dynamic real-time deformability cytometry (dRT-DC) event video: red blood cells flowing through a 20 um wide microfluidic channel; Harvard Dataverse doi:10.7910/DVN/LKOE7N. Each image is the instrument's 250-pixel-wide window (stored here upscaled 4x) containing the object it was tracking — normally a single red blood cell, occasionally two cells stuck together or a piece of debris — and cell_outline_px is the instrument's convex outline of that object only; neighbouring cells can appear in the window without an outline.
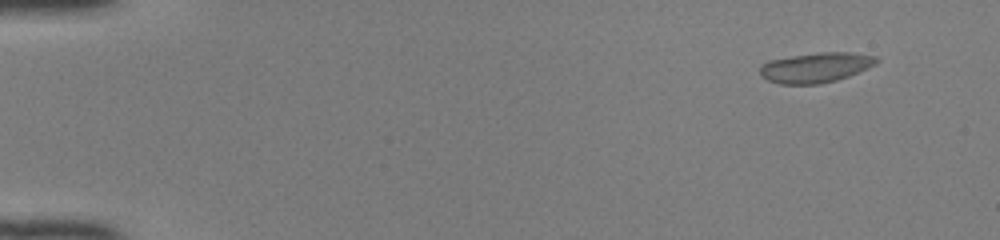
{"species": "common noctule bat (a hibernating species)", "species_latin": "Nyctalus noctula", "temperature_condition": "room temperature", "stored_images_in_passage": 47, "camera_frame_rate_fps": 3000, "um_per_image_px": 0.085, "animal": {"sex": "female", "body_mass_g": 22.0, "forearm_length_mm": 56.7}, "frame": {"image": 1, "passage_image": 1, "time_ms": 0.0, "image_size_px": [1000, 240], "cell_outline_px": [[880, 60], [876, 64], [848, 76], [836, 80], [816, 84], [780, 84], [768, 80], [760, 72], [760, 64], [768, 60], [820, 52], [848, 52], [876, 56]], "centroid_in_image_um": [69.34, 5.73], "position_along_channel_um": 15.7, "area_um2": 20.17}}
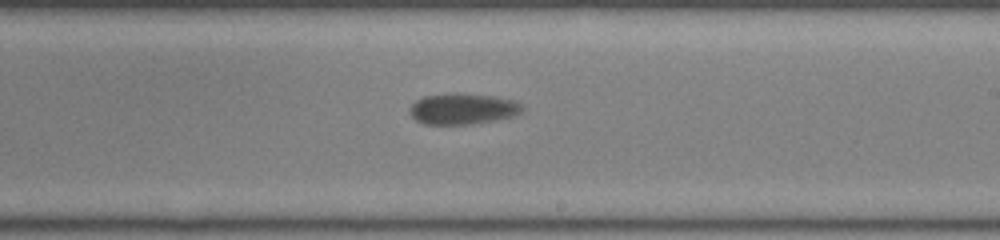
{"frame": {"image": 2, "passage_image": 27, "time_ms": 8.667, "image_size_px": [1000, 240], "cell_outline_px": [[524, 108], [520, 112], [512, 116], [472, 124], [424, 124], [416, 120], [412, 116], [412, 104], [416, 100], [424, 96], [492, 96], [512, 100], [520, 104]], "centroid_in_image_um": [39.34, 9.3], "position_along_channel_um": 249.7, "area_um2": 19.02}}
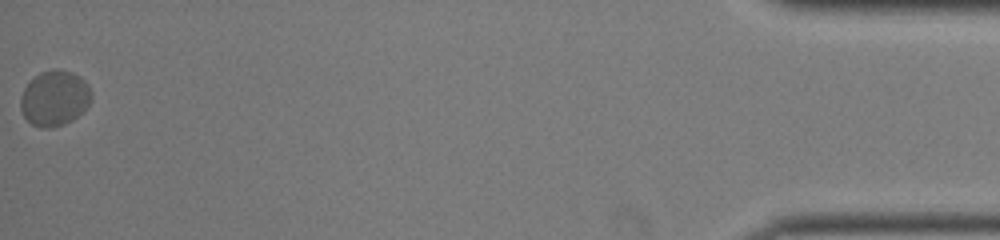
{"frame": {"image": 3, "passage_image": 47, "time_ms": 15.333, "image_size_px": [1000, 240], "cell_outline_px": [[92, 100], [72, 120], [64, 124], [48, 128], [44, 128], [32, 124], [24, 116], [20, 108], [20, 96], [24, 88], [40, 72], [72, 72], [80, 76], [88, 84], [92, 92]], "centroid_in_image_um": [4.64, 8.38], "position_along_channel_um": 430.6, "area_um2": 22.31}, "authors_computed_cell_mechanics": {"area_um2": 19.8832, "velocity_mm_per_s": 4.0039, "shape_relaxation_time_tau1_ms": 11.0083, "shape_relaxation_time_tau2_ms": null, "deformation_change_tau1": 0.1024, "deformation_change_tau2": null}}